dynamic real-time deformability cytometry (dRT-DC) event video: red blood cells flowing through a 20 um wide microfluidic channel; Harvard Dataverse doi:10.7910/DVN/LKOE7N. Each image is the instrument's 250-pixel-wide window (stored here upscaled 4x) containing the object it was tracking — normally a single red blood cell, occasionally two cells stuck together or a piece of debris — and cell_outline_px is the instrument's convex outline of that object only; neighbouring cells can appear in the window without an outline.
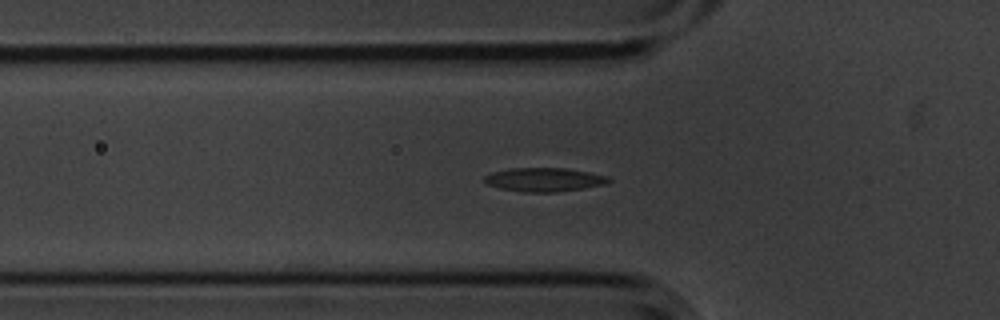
{"species": "common noctule bat (a hibernating species)", "species_latin": "Nyctalus noctula", "temperature_condition": "cold", "stored_images_in_passage": 48, "camera_frame_rate_fps": 3000, "um_per_image_px": 0.085, "animal": {"sex": "male", "body_mass_g": 20.1, "forearm_length_mm": 53.5}, "frame": {"image": 1, "passage_image": 15, "time_ms": 4.667, "image_size_px": [1000, 320], "cell_outline_px": [[612, 180], [604, 184], [584, 188], [556, 192], [524, 192], [500, 188], [488, 184], [484, 180], [484, 176], [492, 172], [512, 168], [568, 168], [612, 176]], "centroid_in_image_um": [46.32, 15.26], "position_along_channel_um": 79.5, "area_um2": 17.28}}
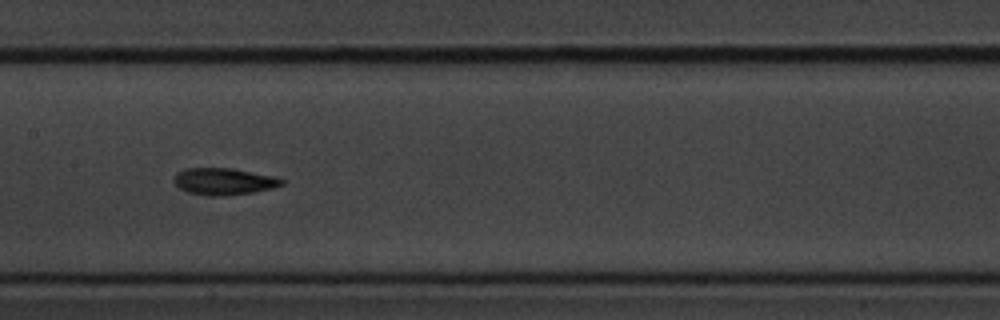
{"frame": {"image": 2, "passage_image": 24, "time_ms": 7.667, "image_size_px": [1000, 320], "cell_outline_px": [[284, 184], [272, 188], [252, 192], [224, 196], [212, 196], [188, 192], [180, 188], [172, 180], [176, 172], [184, 168], [232, 168], [276, 176], [284, 180]], "centroid_in_image_um": [19.02, 15.41], "position_along_channel_um": 188.4, "area_um2": 16.94}}
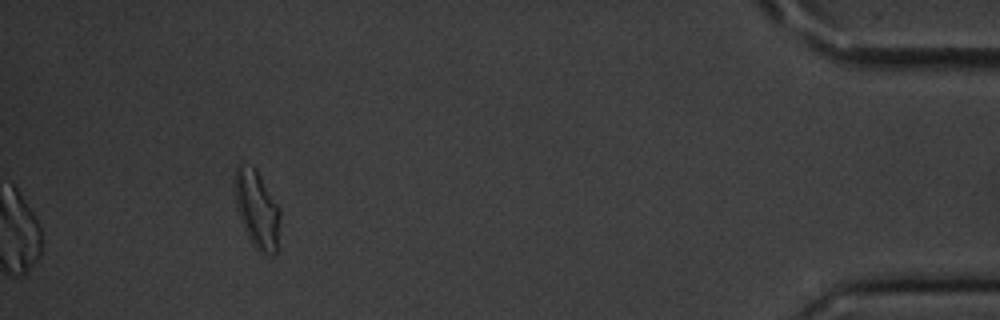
{"frame": {"image": 3, "passage_image": 48, "time_ms": 15.667, "image_size_px": [1000, 320], "cell_outline_px": [[280, 216], [276, 252], [272, 256], [260, 252], [252, 244], [240, 220], [236, 204], [232, 180], [236, 164], [240, 164], [256, 168], [280, 208]], "centroid_in_image_um": [21.81, 17.75], "position_along_channel_um": 413.4, "area_um2": 20.75}, "authors_computed_cell_mechanics": {"area_um2": 16.8198, "velocity_mm_per_s": 3.589, "shape_relaxation_time_tau1_ms": 5.7018, "shape_relaxation_time_tau2_ms": 5.7315, "deformation_change_tau1": 0.1537, "deformation_change_tau2": 0.1177}}